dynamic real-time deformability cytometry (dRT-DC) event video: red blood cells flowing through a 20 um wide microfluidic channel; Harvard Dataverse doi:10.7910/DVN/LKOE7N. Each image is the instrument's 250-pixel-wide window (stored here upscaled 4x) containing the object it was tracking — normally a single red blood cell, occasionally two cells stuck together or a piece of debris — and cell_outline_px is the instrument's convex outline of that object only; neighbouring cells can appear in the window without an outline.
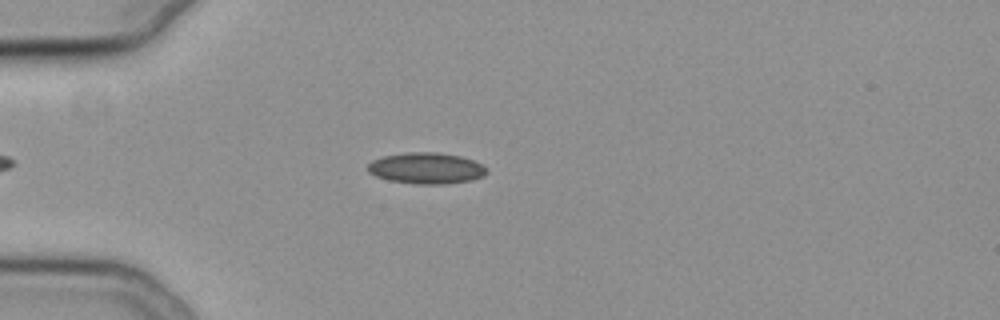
{"species": "common noctule bat (a hibernating species)", "species_latin": "Nyctalus noctula", "temperature_condition": "cold", "stored_images_in_passage": 37, "camera_frame_rate_fps": 3000, "um_per_image_px": 0.085, "animal": {"sex": "female", "body_mass_g": 19.3, "forearm_length_mm": 54.1}, "frame": {"image": 1, "passage_image": 1, "time_ms": 0.0, "image_size_px": [1000, 320], "cell_outline_px": [[488, 172], [484, 176], [472, 180], [444, 184], [416, 184], [388, 180], [376, 176], [368, 172], [364, 168], [372, 160], [384, 156], [408, 152], [436, 152], [460, 156], [476, 160], [488, 168]], "centroid_in_image_um": [36.25, 14.3], "position_along_channel_um": 48.7, "area_um2": 21.91}}
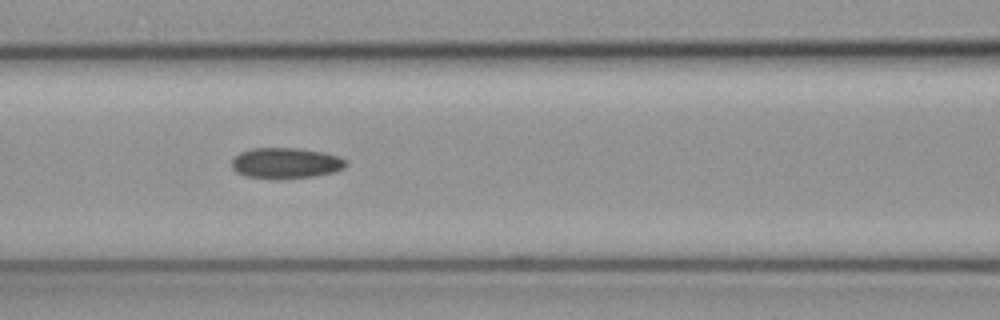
{"frame": {"image": 2, "passage_image": 10, "time_ms": 3.0, "image_size_px": [1000, 320], "cell_outline_px": [[348, 164], [344, 168], [336, 172], [316, 176], [280, 180], [244, 176], [236, 172], [232, 168], [232, 160], [240, 152], [252, 148], [296, 148], [320, 152], [336, 156], [344, 160]], "centroid_in_image_um": [24.27, 13.89], "position_along_channel_um": 142.3, "area_um2": 20.63}}
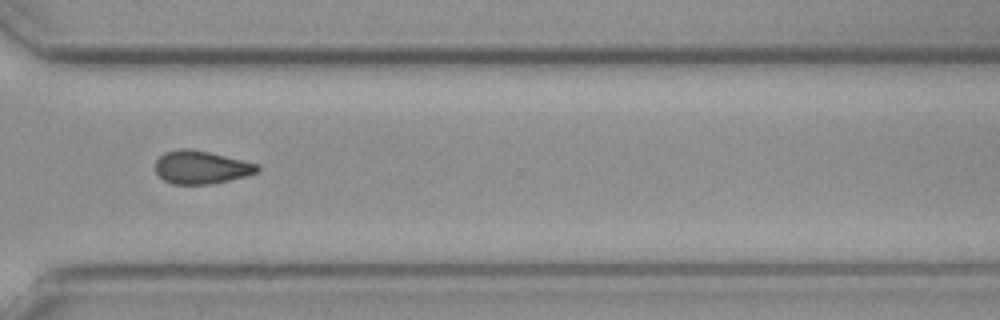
{"frame": {"image": 3, "passage_image": 27, "time_ms": 8.667, "image_size_px": [1000, 320], "cell_outline_px": [[260, 172], [248, 176], [212, 184], [172, 184], [164, 180], [156, 172], [156, 160], [164, 152], [180, 148], [192, 148], [260, 164]], "centroid_in_image_um": [17.14, 14.21], "position_along_channel_um": 353.5, "area_um2": 19.94}, "authors_computed_cell_mechanics": {"area_um2": 20.1722, "velocity_mm_per_s": 3.7261, "shape_relaxation_time_tau1_ms": null, "shape_relaxation_time_tau2_ms": 10.713, "deformation_change_tau1": null, "deformation_change_tau2": 0.1594}}